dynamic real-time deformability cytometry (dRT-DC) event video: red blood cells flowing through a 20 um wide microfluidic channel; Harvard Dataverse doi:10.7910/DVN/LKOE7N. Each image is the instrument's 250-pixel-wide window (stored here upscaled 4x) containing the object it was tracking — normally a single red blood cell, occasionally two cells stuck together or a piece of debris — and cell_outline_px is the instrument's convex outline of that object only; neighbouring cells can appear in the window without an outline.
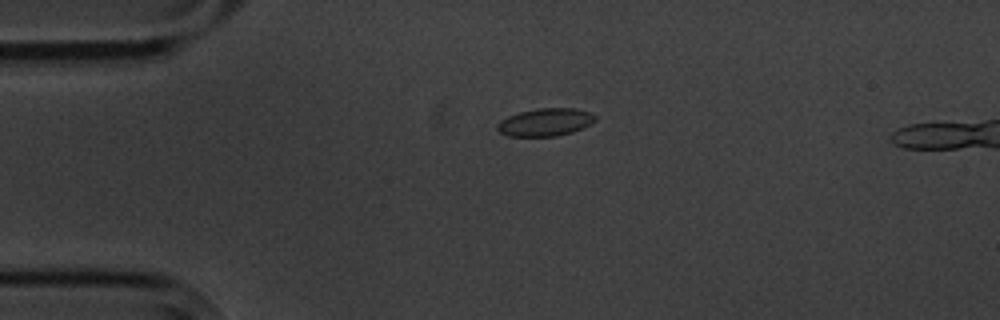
{"species": "common noctule bat (a hibernating species)", "species_latin": "Nyctalus noctula", "temperature_condition": "cold", "stored_images_in_passage": 4, "camera_frame_rate_fps": 3000, "um_per_image_px": 0.085, "animal": {"sex": "male", "body_mass_g": 20.1, "forearm_length_mm": 53.5}, "frame": {"image": 1, "passage_image": 2, "time_ms": 2.0, "image_size_px": [1000, 320], "cell_outline_px": [[596, 120], [572, 132], [556, 136], [508, 136], [500, 132], [496, 128], [496, 124], [500, 120], [508, 116], [520, 112], [536, 108], [576, 108], [592, 112], [596, 116]], "centroid_in_image_um": [46.34, 10.37], "position_along_channel_um": 38.7, "area_um2": 15.84}}
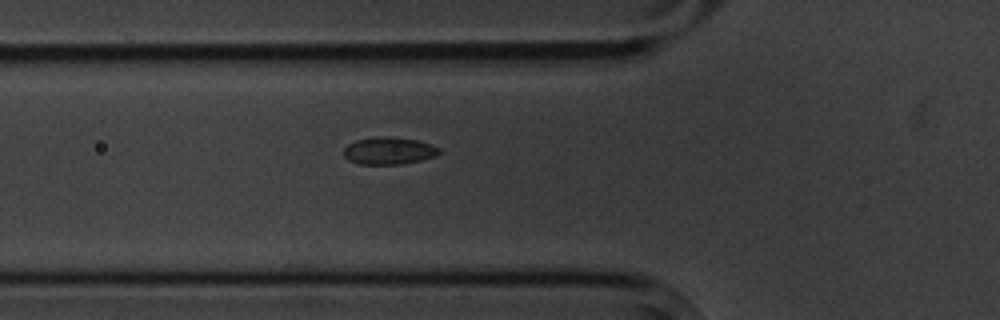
{"frame": {"image": 2, "passage_image": 4, "time_ms": 4.333, "image_size_px": [1000, 320], "cell_outline_px": [[440, 152], [436, 156], [420, 160], [400, 164], [360, 164], [348, 160], [344, 156], [344, 148], [348, 144], [356, 140], [376, 136], [384, 136], [416, 140], [432, 144], [440, 148]], "centroid_in_image_um": [33.05, 12.81], "position_along_channel_um": 92.8, "area_um2": 15.14}}